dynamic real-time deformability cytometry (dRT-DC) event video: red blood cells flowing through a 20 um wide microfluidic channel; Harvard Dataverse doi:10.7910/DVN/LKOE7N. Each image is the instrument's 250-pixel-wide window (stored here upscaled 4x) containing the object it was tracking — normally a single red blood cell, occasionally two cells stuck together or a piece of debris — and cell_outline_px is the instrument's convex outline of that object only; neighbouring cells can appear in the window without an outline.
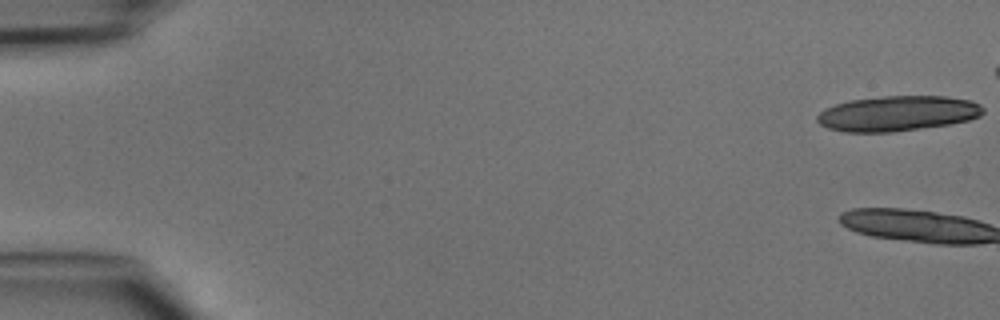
{"species": "common noctule bat (a hibernating species)", "species_latin": "Nyctalus noctula", "temperature_condition": "cold", "stored_images_in_passage": 3, "camera_frame_rate_fps": 3000, "um_per_image_px": 0.085, "animal": {"sex": "male", "body_mass_g": 15.6}, "frame": {"image": 1, "passage_image": 1, "time_ms": 0.0, "image_size_px": [1000, 320], "cell_outline_px": [[984, 112], [980, 116], [968, 120], [948, 124], [892, 132], [844, 132], [828, 128], [820, 124], [816, 120], [816, 116], [824, 108], [836, 104], [852, 100], [884, 96], [944, 96], [972, 100], [980, 104], [984, 108]], "centroid_in_image_um": [76.29, 9.64], "position_along_channel_um": 8.7, "area_um2": 34.04}}